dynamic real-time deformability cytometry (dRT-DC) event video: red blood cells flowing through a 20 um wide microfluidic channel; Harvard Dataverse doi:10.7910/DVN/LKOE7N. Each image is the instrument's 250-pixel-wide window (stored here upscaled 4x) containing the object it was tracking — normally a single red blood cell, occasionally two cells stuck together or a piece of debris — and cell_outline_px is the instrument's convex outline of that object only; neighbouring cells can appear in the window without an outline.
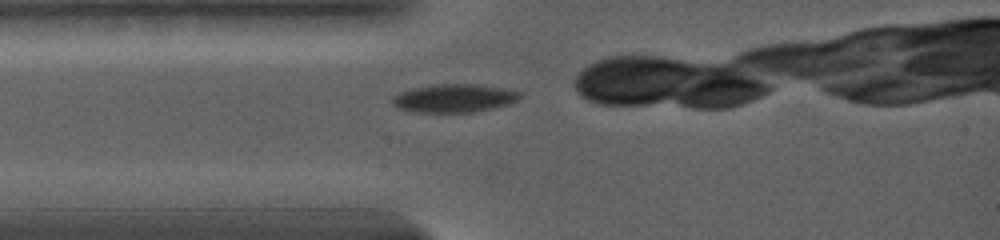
{"species": "common noctule bat (a hibernating species)", "species_latin": "Nyctalus noctula", "temperature_condition": "warm", "stored_images_in_passage": 17, "camera_frame_rate_fps": 5000, "um_per_image_px": 0.085, "animal": {"sex": "female", "body_mass_g": 19.0, "forearm_length_mm": 56.7}, "frame": {"image": 1, "passage_image": 1, "time_ms": 0.0, "image_size_px": [1000, 240], "cell_outline_px": [[520, 96], [516, 100], [508, 104], [492, 108], [472, 112], [420, 112], [396, 108], [392, 104], [392, 96], [400, 92], [412, 88], [436, 84], [476, 84], [504, 88], [520, 92]], "centroid_in_image_um": [38.56, 8.34], "position_along_channel_um": 46.4, "area_um2": 20.87}}